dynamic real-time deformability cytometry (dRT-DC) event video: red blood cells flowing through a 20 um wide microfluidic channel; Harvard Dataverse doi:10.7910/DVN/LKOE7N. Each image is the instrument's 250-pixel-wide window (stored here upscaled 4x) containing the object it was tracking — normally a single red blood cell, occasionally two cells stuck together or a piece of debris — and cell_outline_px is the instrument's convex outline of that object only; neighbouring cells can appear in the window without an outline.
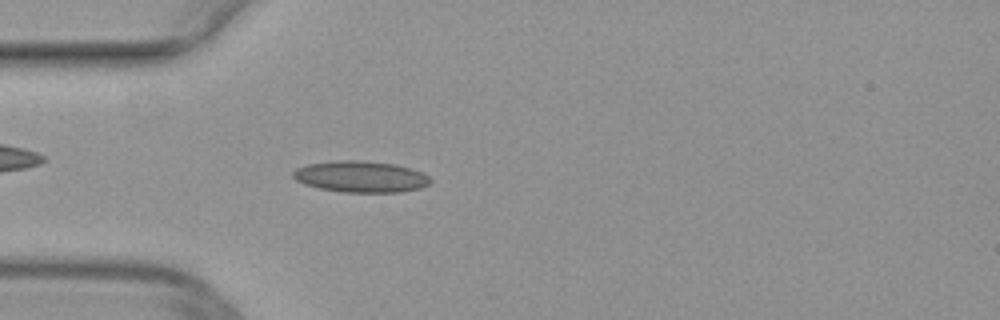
{"species": "common noctule bat (a hibernating species)", "species_latin": "Nyctalus noctula", "temperature_condition": "warm", "stored_images_in_passage": 17, "camera_frame_rate_fps": 3000, "um_per_image_px": 0.085, "animal": {"sex": "female", "body_mass_g": 29.2, "forearm_length_mm": 56.3}, "frame": {"image": 1, "passage_image": 14, "time_ms": 4.333, "image_size_px": [1000, 320], "cell_outline_px": [[432, 180], [428, 184], [420, 188], [400, 192], [340, 192], [320, 188], [304, 184], [296, 180], [292, 176], [292, 172], [296, 168], [308, 164], [336, 160], [360, 160], [396, 164], [412, 168], [424, 172]], "centroid_in_image_um": [30.67, 15.01], "position_along_channel_um": 54.3, "area_um2": 25.26}}